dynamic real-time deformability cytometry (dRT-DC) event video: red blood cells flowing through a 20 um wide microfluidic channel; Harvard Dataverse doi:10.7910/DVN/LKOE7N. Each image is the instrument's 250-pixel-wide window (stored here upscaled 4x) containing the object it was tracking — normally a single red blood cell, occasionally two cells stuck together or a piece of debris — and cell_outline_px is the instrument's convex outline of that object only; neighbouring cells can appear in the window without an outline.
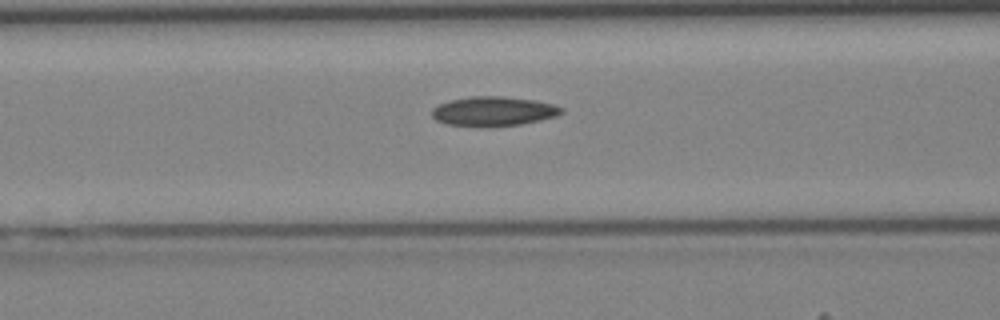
{"species": "Egyptian fruit bat (a non-hibernating species)", "species_latin": "Rousettus aegyptiacus", "temperature_condition": "cold", "stored_images_in_passage": 30, "camera_frame_rate_fps": 3000, "um_per_image_px": 0.085, "animal": {"sex": "female"}, "frame": {"image": 1, "passage_image": 5, "time_ms": 1.333, "image_size_px": [1000, 320], "cell_outline_px": [[564, 112], [556, 116], [540, 120], [520, 124], [484, 128], [444, 124], [436, 120], [432, 116], [432, 108], [448, 100], [472, 96], [504, 96], [536, 100], [552, 104], [564, 108]], "centroid_in_image_um": [41.92, 9.47], "position_along_channel_um": 124.7, "area_um2": 22.66}}
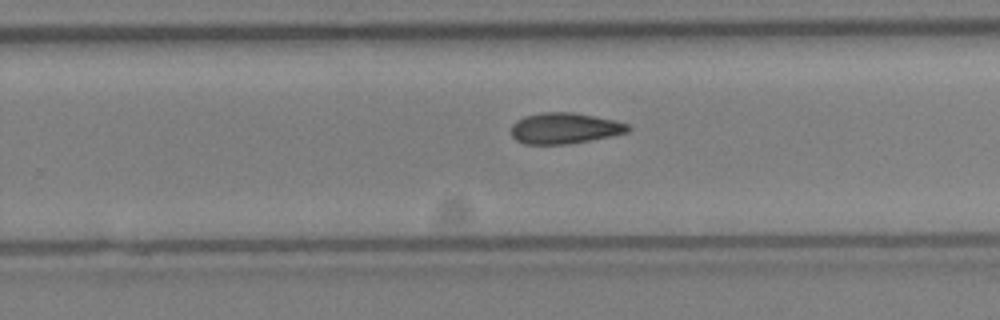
{"frame": {"image": 2, "passage_image": 15, "time_ms": 4.667, "image_size_px": [1000, 320], "cell_outline_px": [[632, 128], [628, 132], [612, 136], [568, 144], [524, 144], [516, 140], [512, 136], [512, 124], [516, 120], [524, 116], [544, 112], [572, 112], [616, 120], [628, 124]], "centroid_in_image_um": [48.0, 10.9], "position_along_channel_um": 281.8, "area_um2": 21.15}}
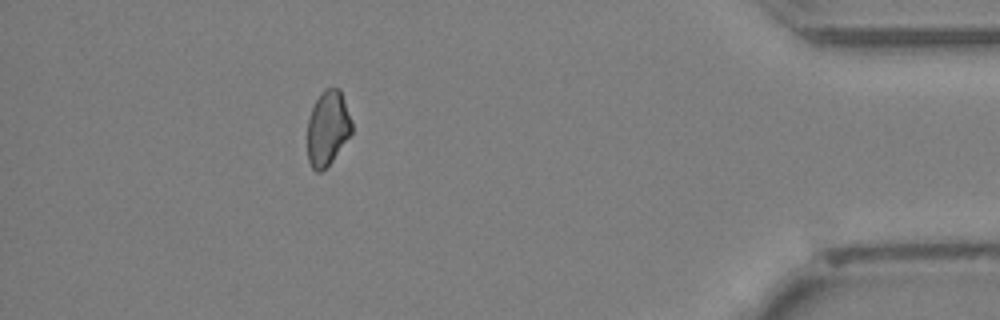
{"frame": {"image": 3, "passage_image": 26, "time_ms": 8.333, "image_size_px": [1000, 320], "cell_outline_px": [[352, 132], [332, 160], [320, 172], [316, 172], [312, 168], [308, 160], [308, 120], [312, 108], [320, 92], [324, 88], [340, 88], [352, 120]], "centroid_in_image_um": [27.86, 10.86], "position_along_channel_um": 407.3, "area_um2": 19.25}}